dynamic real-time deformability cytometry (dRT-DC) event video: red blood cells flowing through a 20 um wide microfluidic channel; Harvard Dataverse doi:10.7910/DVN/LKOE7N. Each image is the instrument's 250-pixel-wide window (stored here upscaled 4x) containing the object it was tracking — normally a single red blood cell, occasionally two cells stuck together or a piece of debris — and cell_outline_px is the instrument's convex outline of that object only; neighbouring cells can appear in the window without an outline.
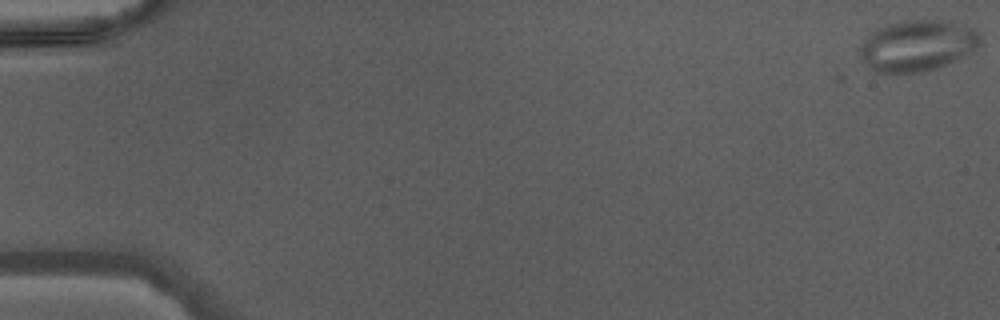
{"species": "Egyptian fruit bat (a non-hibernating species)", "species_latin": "Rousettus aegyptiacus", "temperature_condition": "warm", "stored_images_in_passage": 47, "camera_frame_rate_fps": 3000, "um_per_image_px": 0.085, "animal": {"sex": "male"}, "frame": {"image": 1, "passage_image": 1, "time_ms": 0.0, "image_size_px": [1000, 320], "cell_outline_px": [[980, 44], [968, 52], [936, 68], [920, 72], [876, 72], [868, 68], [860, 52], [860, 48], [864, 40], [876, 28], [888, 24], [904, 20], [940, 20], [964, 24], [980, 32]], "centroid_in_image_um": [77.95, 3.85], "position_along_channel_um": 7.0, "area_um2": 35.26}}
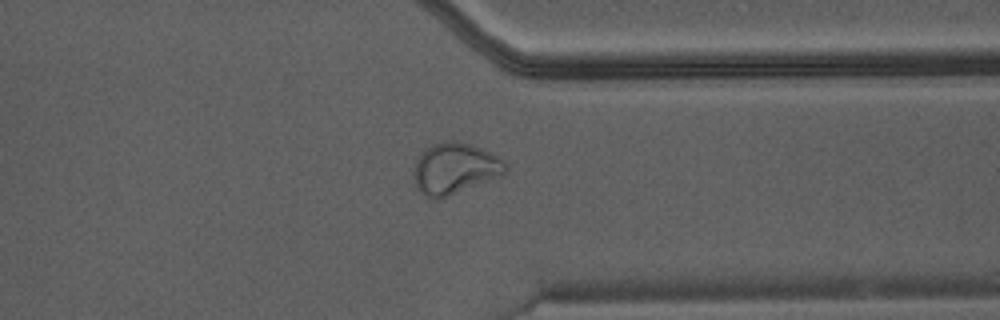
{"frame": {"image": 2, "passage_image": 37, "time_ms": 12.0, "image_size_px": [1000, 320], "cell_outline_px": [[508, 168], [500, 176], [440, 200], [432, 200], [424, 196], [416, 188], [412, 172], [416, 160], [432, 144], [444, 140], [460, 140], [480, 148], [504, 160], [508, 164]], "centroid_in_image_um": [38.63, 14.34], "position_along_channel_um": 372.8, "area_um2": 27.69}}
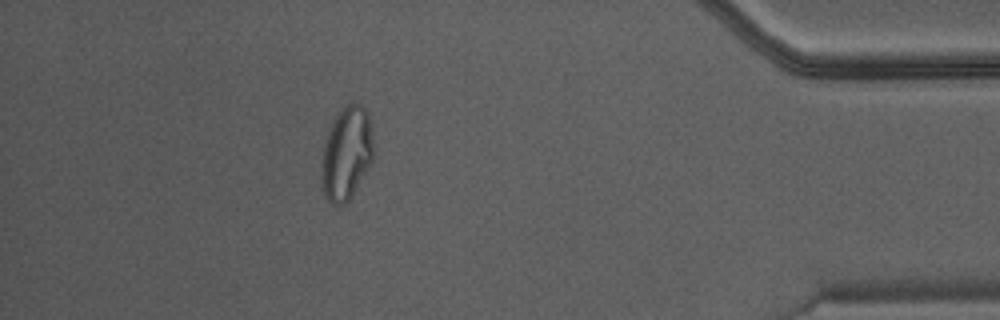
{"frame": {"image": 3, "passage_image": 42, "time_ms": 13.667, "image_size_px": [1000, 320], "cell_outline_px": [[372, 160], [352, 196], [344, 204], [336, 208], [328, 200], [324, 192], [320, 180], [324, 148], [328, 132], [336, 116], [352, 100], [356, 100], [368, 112], [372, 140]], "centroid_in_image_um": [29.45, 13.06], "position_along_channel_um": 405.8, "area_um2": 27.86}}